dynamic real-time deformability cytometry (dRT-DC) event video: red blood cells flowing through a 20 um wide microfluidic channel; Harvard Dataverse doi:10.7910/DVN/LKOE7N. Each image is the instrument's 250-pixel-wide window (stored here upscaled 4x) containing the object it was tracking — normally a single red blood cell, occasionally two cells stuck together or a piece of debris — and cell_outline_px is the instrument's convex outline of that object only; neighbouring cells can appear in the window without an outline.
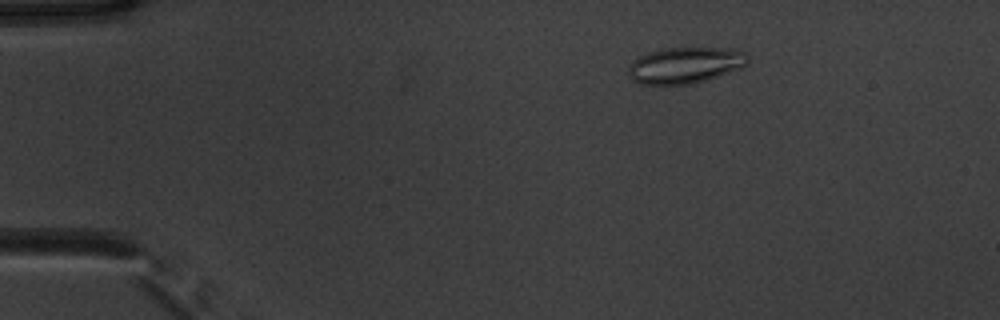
{"species": "common noctule bat (a hibernating species)", "species_latin": "Nyctalus noctula", "temperature_condition": "warm", "stored_images_in_passage": 53, "camera_frame_rate_fps": 3000, "um_per_image_px": 0.085, "animal": {"sex": "male", "body_mass_g": 20.1, "forearm_length_mm": 53.5}, "frame": {"image": 1, "passage_image": 9, "time_ms": 2.667, "image_size_px": [1000, 320], "cell_outline_px": [[748, 60], [740, 68], [704, 80], [688, 84], [636, 84], [628, 76], [628, 64], [632, 60], [648, 52], [664, 48], [736, 48], [748, 52]], "centroid_in_image_um": [58.2, 5.53], "position_along_channel_um": 26.8, "area_um2": 25.26}}
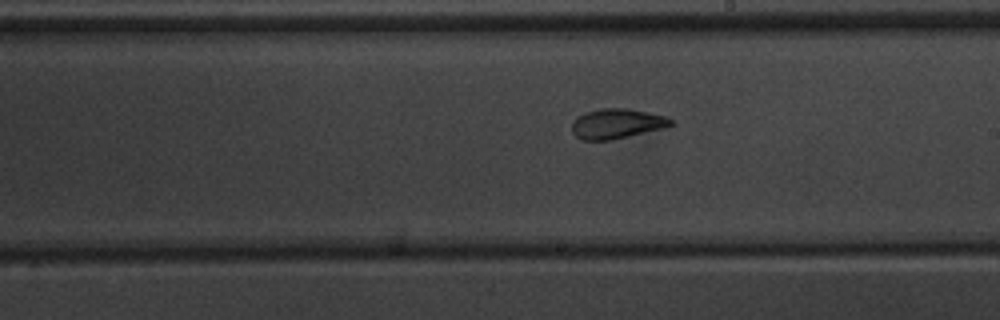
{"frame": {"image": 2, "passage_image": 31, "time_ms": 10.0, "image_size_px": [1000, 320], "cell_outline_px": [[672, 124], [664, 128], [612, 140], [580, 140], [572, 132], [572, 124], [576, 116], [584, 112], [600, 108], [628, 108], [648, 112], [664, 116], [672, 120]], "centroid_in_image_um": [52.38, 10.51], "position_along_channel_um": 236.6, "area_um2": 17.34}}
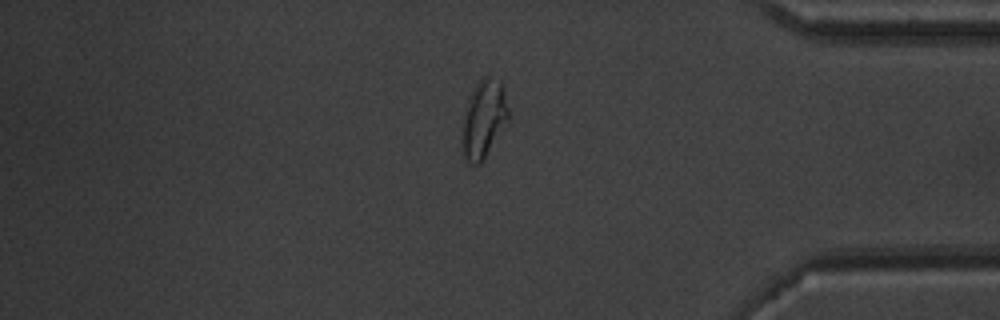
{"frame": {"image": 3, "passage_image": 45, "time_ms": 14.667, "image_size_px": [1000, 320], "cell_outline_px": [[508, 120], [480, 164], [472, 164], [464, 156], [460, 140], [468, 96], [476, 84], [484, 76], [488, 76], [500, 80], [504, 88], [508, 108]], "centroid_in_image_um": [41.1, 10.08], "position_along_channel_um": 394.1, "area_um2": 20.87}, "authors_computed_cell_mechanics": {"area_um2": 20.2878, "velocity_mm_per_s": 3.8504, "shape_relaxation_time_tau1_ms": null, "shape_relaxation_time_tau2_ms": 1.4137, "deformation_change_tau1": null, "deformation_change_tau2": 0.0786}}